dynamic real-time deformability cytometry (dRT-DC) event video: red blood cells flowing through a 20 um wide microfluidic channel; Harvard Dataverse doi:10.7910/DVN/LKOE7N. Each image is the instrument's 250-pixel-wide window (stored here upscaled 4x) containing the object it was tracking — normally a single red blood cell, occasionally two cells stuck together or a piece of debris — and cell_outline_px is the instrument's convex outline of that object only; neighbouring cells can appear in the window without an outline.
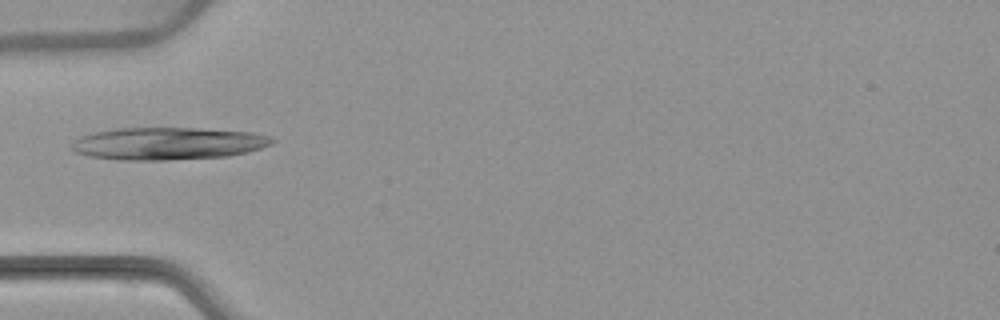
{"species": "common noctule bat (a hibernating species)", "species_latin": "Nyctalus noctula", "temperature_condition": "warm", "stored_images_in_passage": 17, "camera_frame_rate_fps": 3000, "um_per_image_px": 0.085, "animal": {"sex": "female", "body_mass_g": 22.7, "forearm_length_mm": 54.2}, "frame": {"image": 1, "passage_image": 1, "time_ms": 0.0, "image_size_px": [1000, 320], "cell_outline_px": [[276, 140], [272, 144], [248, 152], [228, 156], [164, 160], [116, 160], [88, 156], [76, 152], [72, 148], [72, 140], [80, 136], [96, 132], [116, 128], [200, 128], [252, 132], [268, 136]], "centroid_in_image_um": [14.26, 12.2], "position_along_channel_um": 70.7, "area_um2": 37.97}}